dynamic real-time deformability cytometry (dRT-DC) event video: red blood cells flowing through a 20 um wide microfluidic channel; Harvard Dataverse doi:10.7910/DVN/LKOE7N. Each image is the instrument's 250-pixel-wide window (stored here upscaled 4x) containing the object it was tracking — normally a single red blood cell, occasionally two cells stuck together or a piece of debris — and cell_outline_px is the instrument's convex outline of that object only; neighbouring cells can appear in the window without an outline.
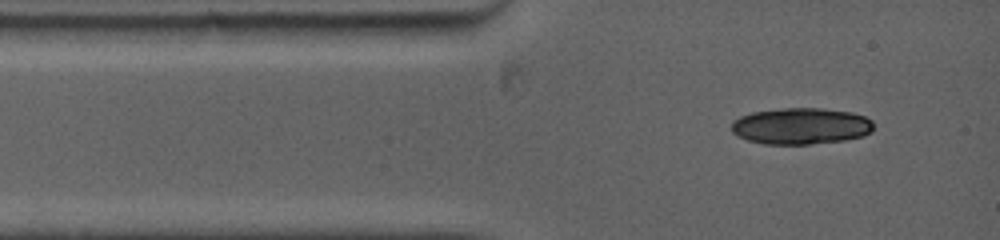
{"species": "common noctule bat (a hibernating species)", "species_latin": "Nyctalus noctula", "temperature_condition": "warm", "stored_images_in_passage": 1, "camera_frame_rate_fps": 5000, "um_per_image_px": 0.085, "animal": {"sex": "female", "body_mass_g": 19.0, "forearm_length_mm": 53.3}, "frame": {"image": 1, "passage_image": 1, "time_ms": 0.0, "image_size_px": [1000, 240], "cell_outline_px": [[872, 132], [864, 136], [844, 140], [808, 144], [764, 144], [748, 140], [736, 136], [732, 132], [732, 120], [740, 116], [752, 112], [784, 108], [820, 108], [852, 112], [864, 116], [872, 120]], "centroid_in_image_um": [68.06, 10.71], "position_along_channel_um": 16.9, "area_um2": 30.29}}